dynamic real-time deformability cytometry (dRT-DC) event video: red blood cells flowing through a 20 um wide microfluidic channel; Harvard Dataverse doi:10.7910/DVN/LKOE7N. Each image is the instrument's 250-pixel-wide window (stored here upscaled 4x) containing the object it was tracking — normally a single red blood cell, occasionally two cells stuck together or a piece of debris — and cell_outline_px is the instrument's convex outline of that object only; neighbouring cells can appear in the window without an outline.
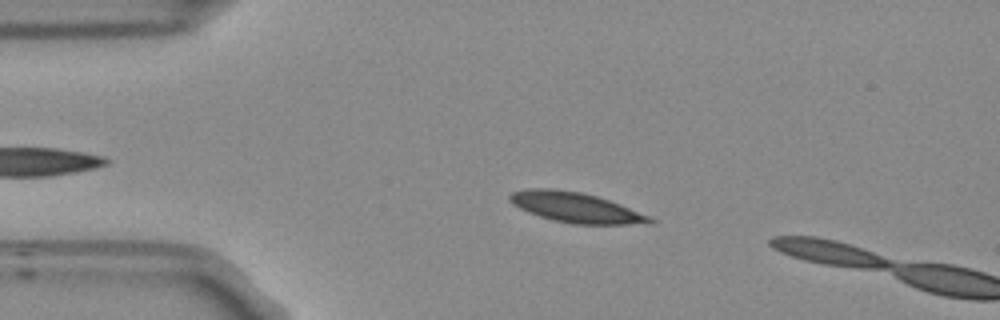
{"species": "Egyptian fruit bat (a non-hibernating species)", "species_latin": "Rousettus aegyptiacus", "temperature_condition": "room temperature", "stored_images_in_passage": 13, "camera_frame_rate_fps": 3000, "um_per_image_px": 0.085, "frame": {"image": 1, "passage_image": 10, "time_ms": 3.0, "image_size_px": [1000, 320], "cell_outline_px": [[656, 220], [648, 224], [572, 224], [552, 220], [528, 212], [512, 204], [508, 196], [512, 192], [532, 188], [548, 188], [580, 192], [596, 196], [620, 204], [648, 216]], "centroid_in_image_um": [48.92, 17.64], "position_along_channel_um": 36.1, "area_um2": 24.28}}